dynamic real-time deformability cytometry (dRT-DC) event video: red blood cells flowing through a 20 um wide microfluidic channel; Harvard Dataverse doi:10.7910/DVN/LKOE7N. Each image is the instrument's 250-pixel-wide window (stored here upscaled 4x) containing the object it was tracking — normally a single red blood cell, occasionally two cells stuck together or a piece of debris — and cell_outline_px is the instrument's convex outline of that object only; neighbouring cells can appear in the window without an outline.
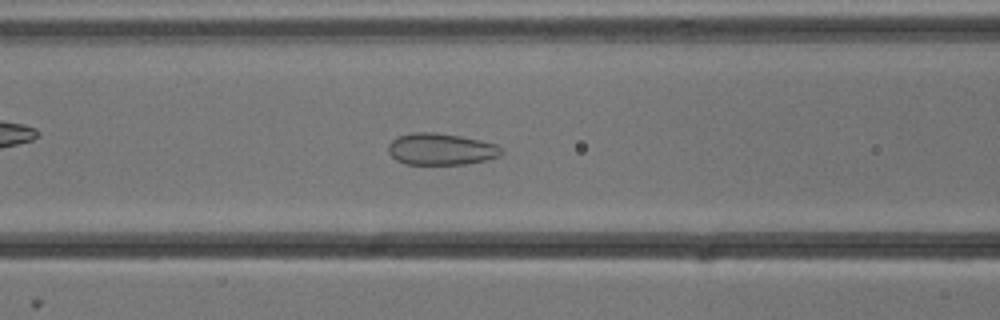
{"species": "common noctule bat (a hibernating species)", "species_latin": "Nyctalus noctula", "temperature_condition": "cold", "stored_images_in_passage": 53, "camera_frame_rate_fps": 3000, "um_per_image_px": 0.085, "animal": {"sex": "male", "body_mass_g": 13.3}, "frame": {"image": 1, "passage_image": 21, "time_ms": 6.667, "image_size_px": [1000, 320], "cell_outline_px": [[504, 152], [500, 156], [484, 160], [464, 164], [408, 164], [396, 160], [388, 152], [388, 144], [396, 136], [416, 132], [432, 132], [460, 136], [480, 140], [496, 144], [504, 148]], "centroid_in_image_um": [37.49, 12.67], "position_along_channel_um": 129.1, "area_um2": 20.92}}
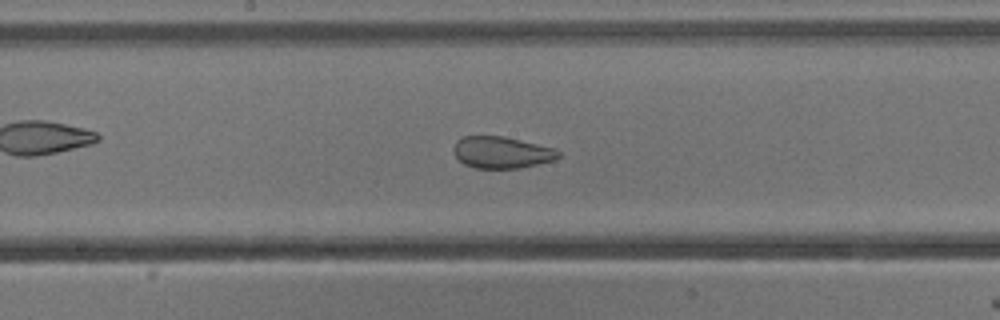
{"frame": {"image": 2, "passage_image": 27, "time_ms": 8.667, "image_size_px": [1000, 320], "cell_outline_px": [[560, 156], [556, 160], [520, 168], [476, 168], [464, 164], [452, 152], [452, 148], [456, 140], [464, 136], [500, 136], [520, 140], [556, 148], [560, 152]], "centroid_in_image_um": [42.64, 12.95], "position_along_channel_um": 205.6, "area_um2": 19.48}}
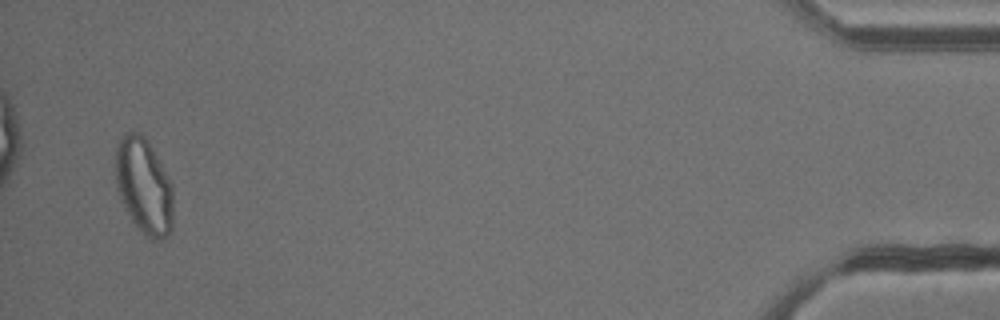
{"frame": {"image": 3, "passage_image": 51, "time_ms": 16.667, "image_size_px": [1000, 320], "cell_outline_px": [[172, 228], [160, 240], [148, 240], [144, 236], [132, 220], [120, 200], [116, 188], [116, 144], [120, 136], [124, 132], [140, 132], [148, 140], [172, 184]], "centroid_in_image_um": [12.21, 15.8], "position_along_channel_um": 423.0, "area_um2": 32.43}, "authors_computed_cell_mechanics": {"area_um2": 27.5706, "velocity_mm_per_s": 3.8194, "shape_relaxation_time_tau1_ms": null, "shape_relaxation_time_tau2_ms": 0.9613, "deformation_change_tau1": null, "deformation_change_tau2": 0.0601}}